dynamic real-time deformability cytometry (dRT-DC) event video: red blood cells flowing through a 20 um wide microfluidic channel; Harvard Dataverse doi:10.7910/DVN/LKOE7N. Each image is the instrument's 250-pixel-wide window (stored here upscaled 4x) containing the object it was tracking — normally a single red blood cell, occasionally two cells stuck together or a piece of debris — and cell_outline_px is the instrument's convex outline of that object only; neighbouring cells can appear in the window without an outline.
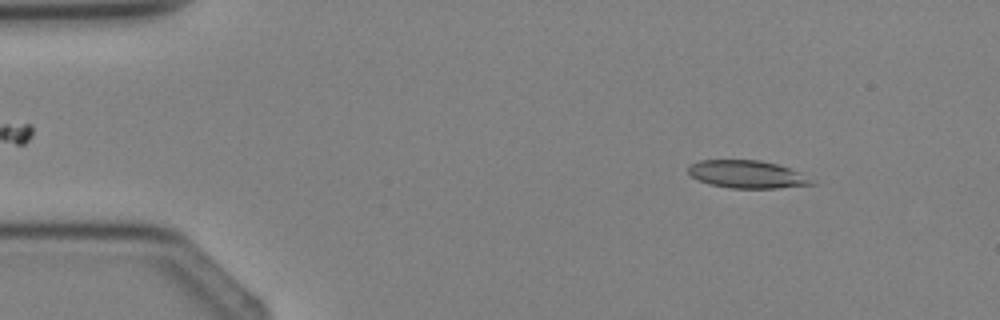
{"species": "Egyptian fruit bat (a non-hibernating species)", "species_latin": "Rousettus aegyptiacus", "temperature_condition": "cold", "stored_images_in_passage": 3, "camera_frame_rate_fps": 3000, "um_per_image_px": 0.085, "animal": {"sex": "female"}, "frame": {"image": 1, "passage_image": 1, "time_ms": 0.0, "image_size_px": [1000, 320], "cell_outline_px": [[816, 184], [780, 188], [728, 188], [708, 184], [692, 176], [688, 172], [688, 168], [692, 164], [700, 160], [760, 160], [776, 164], [800, 172]], "centroid_in_image_um": [63.49, 14.82], "position_along_channel_um": 21.5, "area_um2": 19.77}}
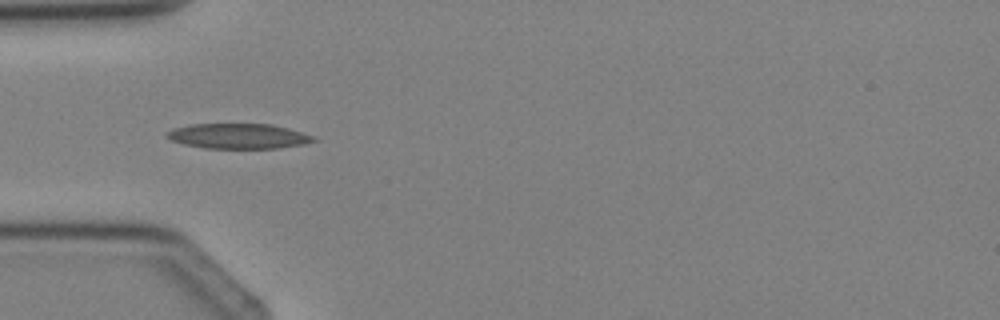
{"frame": {"image": 2, "passage_image": 3, "time_ms": 2.333, "image_size_px": [1000, 320], "cell_outline_px": [[320, 140], [304, 144], [280, 148], [204, 148], [184, 144], [172, 140], [168, 136], [168, 132], [172, 128], [192, 124], [272, 124], [288, 128], [316, 136]], "centroid_in_image_um": [20.35, 11.57], "position_along_channel_um": 64.7, "area_um2": 21.5}}